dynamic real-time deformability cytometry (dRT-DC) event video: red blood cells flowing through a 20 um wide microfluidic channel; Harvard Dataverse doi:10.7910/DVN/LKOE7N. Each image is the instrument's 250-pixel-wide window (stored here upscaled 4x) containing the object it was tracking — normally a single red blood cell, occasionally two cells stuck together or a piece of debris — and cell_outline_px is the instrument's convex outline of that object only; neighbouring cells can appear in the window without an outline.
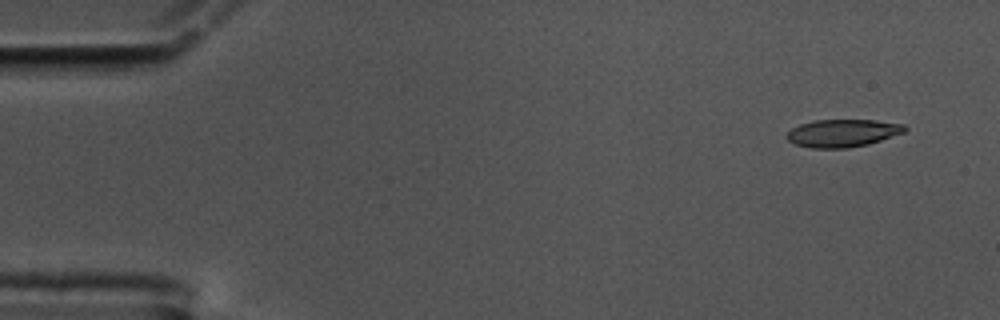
{"species": "common noctule bat (a hibernating species)", "species_latin": "Nyctalus noctula", "temperature_condition": "cold", "stored_images_in_passage": 56, "camera_frame_rate_fps": 3000, "um_per_image_px": 0.085, "animal": {"sex": "male", "body_mass_g": 17.5, "forearm_length_mm": 52.3}, "frame": {"image": 1, "passage_image": 1, "time_ms": 0.0, "image_size_px": [1000, 320], "cell_outline_px": [[908, 128], [904, 132], [868, 144], [848, 148], [812, 148], [796, 144], [788, 140], [784, 136], [792, 128], [800, 124], [812, 120], [876, 120], [904, 124]], "centroid_in_image_um": [71.61, 11.31], "position_along_channel_um": 13.4, "area_um2": 19.02}}
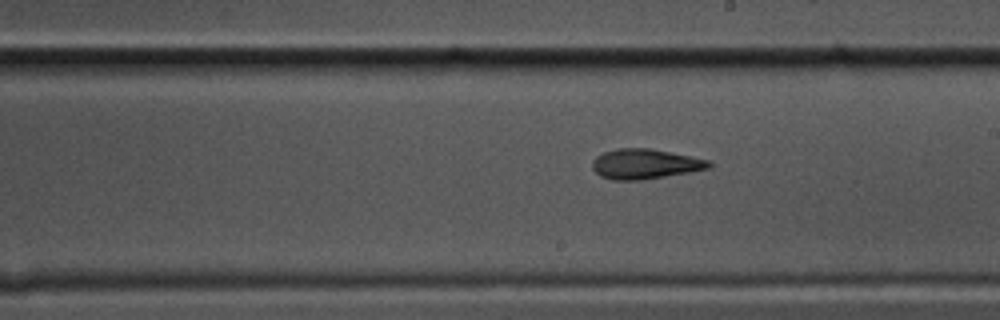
{"frame": {"image": 2, "passage_image": 30, "time_ms": 9.667, "image_size_px": [1000, 320], "cell_outline_px": [[712, 168], [640, 180], [612, 180], [600, 176], [592, 168], [592, 160], [596, 156], [604, 152], [616, 148], [652, 148], [708, 160], [712, 164]], "centroid_in_image_um": [54.8, 13.93], "position_along_channel_um": 234.2, "area_um2": 20.35}}
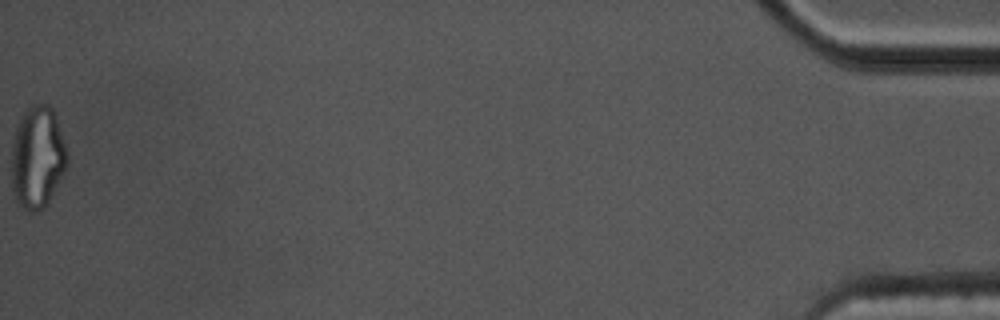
{"frame": {"image": 3, "passage_image": 56, "time_ms": 18.333, "image_size_px": [1000, 320], "cell_outline_px": [[68, 164], [64, 172], [44, 208], [32, 212], [28, 212], [16, 200], [12, 188], [12, 140], [16, 124], [20, 116], [32, 104], [48, 104], [52, 108], [56, 116], [68, 156]], "centroid_in_image_um": [3.17, 13.34], "position_along_channel_um": 432.0, "area_um2": 33.18}, "authors_computed_cell_mechanics": {"area_um2": 20.3456, "velocity_mm_per_s": 3.4365, "shape_relaxation_time_tau1_ms": null, "shape_relaxation_time_tau2_ms": 3.3978, "deformation_change_tau1": null, "deformation_change_tau2": 0.1207}}